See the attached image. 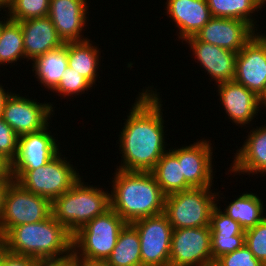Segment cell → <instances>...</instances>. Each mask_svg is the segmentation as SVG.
Returning a JSON list of instances; mask_svg holds the SVG:
<instances>
[{
    "mask_svg": "<svg viewBox=\"0 0 266 266\" xmlns=\"http://www.w3.org/2000/svg\"><path fill=\"white\" fill-rule=\"evenodd\" d=\"M59 153L46 165L34 170H10L13 178L25 190L44 196L51 202L67 192L80 178L68 161ZM61 156V157H60Z\"/></svg>",
    "mask_w": 266,
    "mask_h": 266,
    "instance_id": "8992f818",
    "label": "cell"
},
{
    "mask_svg": "<svg viewBox=\"0 0 266 266\" xmlns=\"http://www.w3.org/2000/svg\"><path fill=\"white\" fill-rule=\"evenodd\" d=\"M52 106L51 103L43 104L36 102L35 99L11 93L5 102L2 118L18 136H21L45 128L54 112Z\"/></svg>",
    "mask_w": 266,
    "mask_h": 266,
    "instance_id": "7c38bea8",
    "label": "cell"
},
{
    "mask_svg": "<svg viewBox=\"0 0 266 266\" xmlns=\"http://www.w3.org/2000/svg\"><path fill=\"white\" fill-rule=\"evenodd\" d=\"M52 202L25 190L14 181L5 196L0 218V239L13 227L43 221L52 214Z\"/></svg>",
    "mask_w": 266,
    "mask_h": 266,
    "instance_id": "ba28073f",
    "label": "cell"
},
{
    "mask_svg": "<svg viewBox=\"0 0 266 266\" xmlns=\"http://www.w3.org/2000/svg\"><path fill=\"white\" fill-rule=\"evenodd\" d=\"M19 136L0 118V156L11 165L18 153Z\"/></svg>",
    "mask_w": 266,
    "mask_h": 266,
    "instance_id": "d6a6232c",
    "label": "cell"
},
{
    "mask_svg": "<svg viewBox=\"0 0 266 266\" xmlns=\"http://www.w3.org/2000/svg\"><path fill=\"white\" fill-rule=\"evenodd\" d=\"M210 190L192 188L165 196L164 213L173 229L210 226V214L219 201V192Z\"/></svg>",
    "mask_w": 266,
    "mask_h": 266,
    "instance_id": "52a82bcc",
    "label": "cell"
},
{
    "mask_svg": "<svg viewBox=\"0 0 266 266\" xmlns=\"http://www.w3.org/2000/svg\"><path fill=\"white\" fill-rule=\"evenodd\" d=\"M211 235H245V230L216 205L210 214Z\"/></svg>",
    "mask_w": 266,
    "mask_h": 266,
    "instance_id": "1f68e13d",
    "label": "cell"
},
{
    "mask_svg": "<svg viewBox=\"0 0 266 266\" xmlns=\"http://www.w3.org/2000/svg\"><path fill=\"white\" fill-rule=\"evenodd\" d=\"M10 172V165L0 156V178Z\"/></svg>",
    "mask_w": 266,
    "mask_h": 266,
    "instance_id": "ab89813d",
    "label": "cell"
},
{
    "mask_svg": "<svg viewBox=\"0 0 266 266\" xmlns=\"http://www.w3.org/2000/svg\"><path fill=\"white\" fill-rule=\"evenodd\" d=\"M2 84L0 85V118L3 116V111H4V106H5V102L7 100V98L11 95L12 92L6 93V90L4 88H2Z\"/></svg>",
    "mask_w": 266,
    "mask_h": 266,
    "instance_id": "f35d334b",
    "label": "cell"
},
{
    "mask_svg": "<svg viewBox=\"0 0 266 266\" xmlns=\"http://www.w3.org/2000/svg\"><path fill=\"white\" fill-rule=\"evenodd\" d=\"M47 127L49 125L37 132L19 136L18 153L10 170L37 169L60 153L59 145Z\"/></svg>",
    "mask_w": 266,
    "mask_h": 266,
    "instance_id": "9a60e30c",
    "label": "cell"
},
{
    "mask_svg": "<svg viewBox=\"0 0 266 266\" xmlns=\"http://www.w3.org/2000/svg\"><path fill=\"white\" fill-rule=\"evenodd\" d=\"M106 264L107 266H142L140 237L130 223H127L120 231Z\"/></svg>",
    "mask_w": 266,
    "mask_h": 266,
    "instance_id": "d4e9b609",
    "label": "cell"
},
{
    "mask_svg": "<svg viewBox=\"0 0 266 266\" xmlns=\"http://www.w3.org/2000/svg\"><path fill=\"white\" fill-rule=\"evenodd\" d=\"M68 261L73 266H107L106 262L87 260V259L78 257L77 254H75L74 252L72 253L71 257L68 259Z\"/></svg>",
    "mask_w": 266,
    "mask_h": 266,
    "instance_id": "74e56055",
    "label": "cell"
},
{
    "mask_svg": "<svg viewBox=\"0 0 266 266\" xmlns=\"http://www.w3.org/2000/svg\"><path fill=\"white\" fill-rule=\"evenodd\" d=\"M50 0H6L9 19L21 22L27 19L45 17L49 13Z\"/></svg>",
    "mask_w": 266,
    "mask_h": 266,
    "instance_id": "f1b7e54d",
    "label": "cell"
},
{
    "mask_svg": "<svg viewBox=\"0 0 266 266\" xmlns=\"http://www.w3.org/2000/svg\"><path fill=\"white\" fill-rule=\"evenodd\" d=\"M15 181L11 172H9L6 176L0 178V218L2 216L4 203H5V196L10 185Z\"/></svg>",
    "mask_w": 266,
    "mask_h": 266,
    "instance_id": "8d00e7d4",
    "label": "cell"
},
{
    "mask_svg": "<svg viewBox=\"0 0 266 266\" xmlns=\"http://www.w3.org/2000/svg\"><path fill=\"white\" fill-rule=\"evenodd\" d=\"M166 14L173 19L183 41L195 36L212 18L207 0H167Z\"/></svg>",
    "mask_w": 266,
    "mask_h": 266,
    "instance_id": "ffe728a7",
    "label": "cell"
},
{
    "mask_svg": "<svg viewBox=\"0 0 266 266\" xmlns=\"http://www.w3.org/2000/svg\"><path fill=\"white\" fill-rule=\"evenodd\" d=\"M0 264L2 266H42L44 263L30 257L8 253L0 247Z\"/></svg>",
    "mask_w": 266,
    "mask_h": 266,
    "instance_id": "d590c367",
    "label": "cell"
},
{
    "mask_svg": "<svg viewBox=\"0 0 266 266\" xmlns=\"http://www.w3.org/2000/svg\"><path fill=\"white\" fill-rule=\"evenodd\" d=\"M151 87L142 90L125 119V126L119 135V151L123 159L117 169L151 172L168 151L165 150L161 99L159 92L157 94Z\"/></svg>",
    "mask_w": 266,
    "mask_h": 266,
    "instance_id": "6da1fadb",
    "label": "cell"
},
{
    "mask_svg": "<svg viewBox=\"0 0 266 266\" xmlns=\"http://www.w3.org/2000/svg\"><path fill=\"white\" fill-rule=\"evenodd\" d=\"M0 247L44 264L64 262L73 253V234L51 214L43 221L11 228L0 239Z\"/></svg>",
    "mask_w": 266,
    "mask_h": 266,
    "instance_id": "7a4b0ae2",
    "label": "cell"
},
{
    "mask_svg": "<svg viewBox=\"0 0 266 266\" xmlns=\"http://www.w3.org/2000/svg\"><path fill=\"white\" fill-rule=\"evenodd\" d=\"M151 172L165 196L192 189L185 181L178 158L170 150L163 154Z\"/></svg>",
    "mask_w": 266,
    "mask_h": 266,
    "instance_id": "cb8c5ba5",
    "label": "cell"
},
{
    "mask_svg": "<svg viewBox=\"0 0 266 266\" xmlns=\"http://www.w3.org/2000/svg\"><path fill=\"white\" fill-rule=\"evenodd\" d=\"M92 84L81 74L75 72L69 66L61 77L59 84L52 90L57 95H63V98L71 95L83 94L92 88ZM83 92V93H82Z\"/></svg>",
    "mask_w": 266,
    "mask_h": 266,
    "instance_id": "f546056e",
    "label": "cell"
},
{
    "mask_svg": "<svg viewBox=\"0 0 266 266\" xmlns=\"http://www.w3.org/2000/svg\"><path fill=\"white\" fill-rule=\"evenodd\" d=\"M4 9V11H6L5 10V8H6V0H0V11L2 10V9Z\"/></svg>",
    "mask_w": 266,
    "mask_h": 266,
    "instance_id": "b9f144b4",
    "label": "cell"
},
{
    "mask_svg": "<svg viewBox=\"0 0 266 266\" xmlns=\"http://www.w3.org/2000/svg\"><path fill=\"white\" fill-rule=\"evenodd\" d=\"M42 266H73L68 260L64 262L48 263Z\"/></svg>",
    "mask_w": 266,
    "mask_h": 266,
    "instance_id": "60d3db41",
    "label": "cell"
},
{
    "mask_svg": "<svg viewBox=\"0 0 266 266\" xmlns=\"http://www.w3.org/2000/svg\"><path fill=\"white\" fill-rule=\"evenodd\" d=\"M19 23L23 32L26 59L34 61L37 57L65 44L48 16L27 19Z\"/></svg>",
    "mask_w": 266,
    "mask_h": 266,
    "instance_id": "d6986e66",
    "label": "cell"
},
{
    "mask_svg": "<svg viewBox=\"0 0 266 266\" xmlns=\"http://www.w3.org/2000/svg\"><path fill=\"white\" fill-rule=\"evenodd\" d=\"M87 4V0H50L48 17L64 43L88 40L81 34L87 26Z\"/></svg>",
    "mask_w": 266,
    "mask_h": 266,
    "instance_id": "2e32d148",
    "label": "cell"
},
{
    "mask_svg": "<svg viewBox=\"0 0 266 266\" xmlns=\"http://www.w3.org/2000/svg\"><path fill=\"white\" fill-rule=\"evenodd\" d=\"M130 224L140 237L142 266H169L173 228L167 215L163 212L137 219Z\"/></svg>",
    "mask_w": 266,
    "mask_h": 266,
    "instance_id": "9c48e42d",
    "label": "cell"
},
{
    "mask_svg": "<svg viewBox=\"0 0 266 266\" xmlns=\"http://www.w3.org/2000/svg\"><path fill=\"white\" fill-rule=\"evenodd\" d=\"M21 57L25 59L21 24L9 19L0 32V65L15 63Z\"/></svg>",
    "mask_w": 266,
    "mask_h": 266,
    "instance_id": "83f0119b",
    "label": "cell"
},
{
    "mask_svg": "<svg viewBox=\"0 0 266 266\" xmlns=\"http://www.w3.org/2000/svg\"><path fill=\"white\" fill-rule=\"evenodd\" d=\"M185 42L191 46L192 54L198 63L200 62V67H203L217 84L234 81L237 53L200 41L196 36L187 38Z\"/></svg>",
    "mask_w": 266,
    "mask_h": 266,
    "instance_id": "e0dca14e",
    "label": "cell"
},
{
    "mask_svg": "<svg viewBox=\"0 0 266 266\" xmlns=\"http://www.w3.org/2000/svg\"><path fill=\"white\" fill-rule=\"evenodd\" d=\"M245 245L266 266V217L256 226L245 230Z\"/></svg>",
    "mask_w": 266,
    "mask_h": 266,
    "instance_id": "4dcf8cb0",
    "label": "cell"
},
{
    "mask_svg": "<svg viewBox=\"0 0 266 266\" xmlns=\"http://www.w3.org/2000/svg\"><path fill=\"white\" fill-rule=\"evenodd\" d=\"M258 1V7L261 10L262 6L265 5L266 0H257ZM264 4V5H263Z\"/></svg>",
    "mask_w": 266,
    "mask_h": 266,
    "instance_id": "ee69618b",
    "label": "cell"
},
{
    "mask_svg": "<svg viewBox=\"0 0 266 266\" xmlns=\"http://www.w3.org/2000/svg\"><path fill=\"white\" fill-rule=\"evenodd\" d=\"M211 142L201 139L189 146L169 149L179 160L185 181L192 188L212 187L213 166Z\"/></svg>",
    "mask_w": 266,
    "mask_h": 266,
    "instance_id": "4fadbf2b",
    "label": "cell"
},
{
    "mask_svg": "<svg viewBox=\"0 0 266 266\" xmlns=\"http://www.w3.org/2000/svg\"><path fill=\"white\" fill-rule=\"evenodd\" d=\"M210 226L173 229L169 266H214Z\"/></svg>",
    "mask_w": 266,
    "mask_h": 266,
    "instance_id": "30bf717a",
    "label": "cell"
},
{
    "mask_svg": "<svg viewBox=\"0 0 266 266\" xmlns=\"http://www.w3.org/2000/svg\"><path fill=\"white\" fill-rule=\"evenodd\" d=\"M256 32L257 29L245 21L212 17L195 36L200 41L238 53Z\"/></svg>",
    "mask_w": 266,
    "mask_h": 266,
    "instance_id": "5bb4252c",
    "label": "cell"
},
{
    "mask_svg": "<svg viewBox=\"0 0 266 266\" xmlns=\"http://www.w3.org/2000/svg\"><path fill=\"white\" fill-rule=\"evenodd\" d=\"M264 209L263 202L256 194L243 193L226 206L224 213L237 221L244 230H247L256 226L266 217L263 216Z\"/></svg>",
    "mask_w": 266,
    "mask_h": 266,
    "instance_id": "484cf974",
    "label": "cell"
},
{
    "mask_svg": "<svg viewBox=\"0 0 266 266\" xmlns=\"http://www.w3.org/2000/svg\"><path fill=\"white\" fill-rule=\"evenodd\" d=\"M218 95L229 119L241 127L250 123L260 111V97L235 81L218 84Z\"/></svg>",
    "mask_w": 266,
    "mask_h": 266,
    "instance_id": "ac0fdd59",
    "label": "cell"
},
{
    "mask_svg": "<svg viewBox=\"0 0 266 266\" xmlns=\"http://www.w3.org/2000/svg\"><path fill=\"white\" fill-rule=\"evenodd\" d=\"M245 244V235H211L212 258L215 262L224 254L233 252Z\"/></svg>",
    "mask_w": 266,
    "mask_h": 266,
    "instance_id": "e575fe53",
    "label": "cell"
},
{
    "mask_svg": "<svg viewBox=\"0 0 266 266\" xmlns=\"http://www.w3.org/2000/svg\"><path fill=\"white\" fill-rule=\"evenodd\" d=\"M32 64L37 81L52 91L68 67L67 42L62 47L37 57Z\"/></svg>",
    "mask_w": 266,
    "mask_h": 266,
    "instance_id": "7402d4cb",
    "label": "cell"
},
{
    "mask_svg": "<svg viewBox=\"0 0 266 266\" xmlns=\"http://www.w3.org/2000/svg\"><path fill=\"white\" fill-rule=\"evenodd\" d=\"M3 20H4V22H3ZM3 20L2 21L0 20V32L2 30L3 25L9 20V17H7L6 20L5 19H3Z\"/></svg>",
    "mask_w": 266,
    "mask_h": 266,
    "instance_id": "f6af8a7d",
    "label": "cell"
},
{
    "mask_svg": "<svg viewBox=\"0 0 266 266\" xmlns=\"http://www.w3.org/2000/svg\"><path fill=\"white\" fill-rule=\"evenodd\" d=\"M248 138L244 141L240 150L235 154L231 163V173L235 174H261L266 173V125L252 128ZM241 173V174H240Z\"/></svg>",
    "mask_w": 266,
    "mask_h": 266,
    "instance_id": "44dd1931",
    "label": "cell"
},
{
    "mask_svg": "<svg viewBox=\"0 0 266 266\" xmlns=\"http://www.w3.org/2000/svg\"><path fill=\"white\" fill-rule=\"evenodd\" d=\"M126 224L110 208L73 234V252L87 260L106 262L116 245L120 231Z\"/></svg>",
    "mask_w": 266,
    "mask_h": 266,
    "instance_id": "5b68a950",
    "label": "cell"
},
{
    "mask_svg": "<svg viewBox=\"0 0 266 266\" xmlns=\"http://www.w3.org/2000/svg\"><path fill=\"white\" fill-rule=\"evenodd\" d=\"M82 181L80 178L67 192L52 201V216L72 234L111 208L108 191L87 186Z\"/></svg>",
    "mask_w": 266,
    "mask_h": 266,
    "instance_id": "277c9868",
    "label": "cell"
},
{
    "mask_svg": "<svg viewBox=\"0 0 266 266\" xmlns=\"http://www.w3.org/2000/svg\"><path fill=\"white\" fill-rule=\"evenodd\" d=\"M115 171L111 208L126 223L164 212L165 195L152 172Z\"/></svg>",
    "mask_w": 266,
    "mask_h": 266,
    "instance_id": "3957f363",
    "label": "cell"
},
{
    "mask_svg": "<svg viewBox=\"0 0 266 266\" xmlns=\"http://www.w3.org/2000/svg\"><path fill=\"white\" fill-rule=\"evenodd\" d=\"M261 99V106L266 107V93L260 98Z\"/></svg>",
    "mask_w": 266,
    "mask_h": 266,
    "instance_id": "7bdbcfd3",
    "label": "cell"
},
{
    "mask_svg": "<svg viewBox=\"0 0 266 266\" xmlns=\"http://www.w3.org/2000/svg\"><path fill=\"white\" fill-rule=\"evenodd\" d=\"M214 266H265L253 256V253L244 244L237 250L219 257Z\"/></svg>",
    "mask_w": 266,
    "mask_h": 266,
    "instance_id": "836d02e7",
    "label": "cell"
},
{
    "mask_svg": "<svg viewBox=\"0 0 266 266\" xmlns=\"http://www.w3.org/2000/svg\"><path fill=\"white\" fill-rule=\"evenodd\" d=\"M67 42L68 66L84 76L92 85L96 83L99 68V49L90 43Z\"/></svg>",
    "mask_w": 266,
    "mask_h": 266,
    "instance_id": "603a6c76",
    "label": "cell"
},
{
    "mask_svg": "<svg viewBox=\"0 0 266 266\" xmlns=\"http://www.w3.org/2000/svg\"><path fill=\"white\" fill-rule=\"evenodd\" d=\"M259 33L237 53L234 81L261 98L266 93V35Z\"/></svg>",
    "mask_w": 266,
    "mask_h": 266,
    "instance_id": "8fae6325",
    "label": "cell"
},
{
    "mask_svg": "<svg viewBox=\"0 0 266 266\" xmlns=\"http://www.w3.org/2000/svg\"><path fill=\"white\" fill-rule=\"evenodd\" d=\"M207 3L212 17L238 19L257 28V21L251 19V14L259 9L257 0H207Z\"/></svg>",
    "mask_w": 266,
    "mask_h": 266,
    "instance_id": "4316f807",
    "label": "cell"
}]
</instances>
